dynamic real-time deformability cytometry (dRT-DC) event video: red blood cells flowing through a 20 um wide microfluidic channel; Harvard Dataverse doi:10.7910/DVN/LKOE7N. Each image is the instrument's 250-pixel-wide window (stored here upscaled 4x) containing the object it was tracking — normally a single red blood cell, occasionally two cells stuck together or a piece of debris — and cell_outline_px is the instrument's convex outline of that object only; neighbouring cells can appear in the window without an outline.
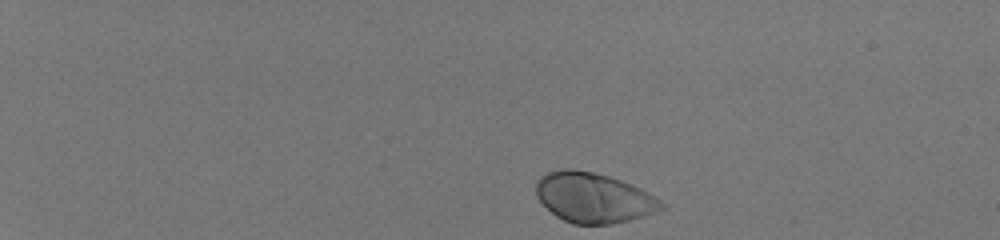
{"species": "human", "species_latin": "Homo sapiens", "temperature_condition": "room temperature", "stored_images_in_passage": 43, "camera_frame_rate_fps": 3000, "um_per_image_px": 0.085, "donor": {"sex": "male"}, "frame": {"image": 1, "passage_image": 1, "time_ms": 0.0, "image_size_px": [1000, 240], "cell_outline_px": [[668, 208], [644, 216], [612, 224], [572, 224], [556, 216], [536, 196], [536, 184], [540, 176], [548, 172], [564, 168], [572, 168], [592, 172], [608, 176], [632, 184], [640, 188], [668, 204]], "centroid_in_image_um": [50.49, 16.8], "position_along_channel_um": 34.5, "area_um2": 36.65}}
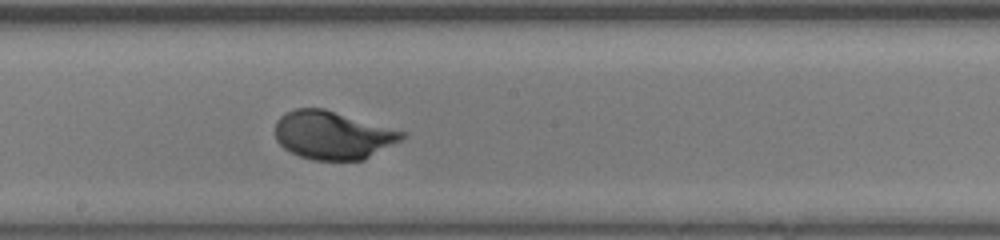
{"frame": {"image": 2, "passage_image": 24, "time_ms": 7.667, "image_size_px": [1000, 240], "cell_outline_px": [[408, 136], [364, 160], [312, 160], [300, 156], [284, 148], [276, 140], [276, 120], [284, 112], [296, 108], [324, 108], [404, 132]], "centroid_in_image_um": [28.26, 11.48], "position_along_channel_um": 219.9, "area_um2": 35.43}}
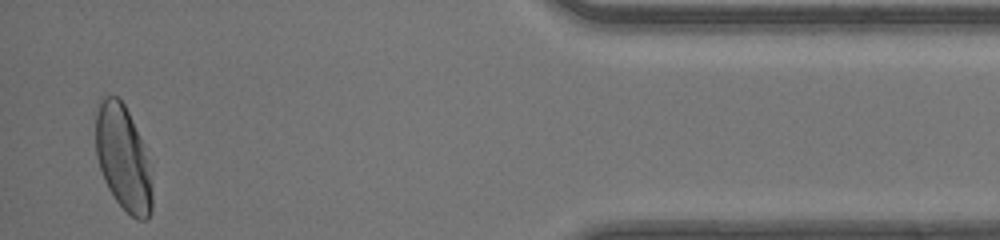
{"frame": {"image": 3, "passage_image": 42, "time_ms": 13.667, "image_size_px": [1000, 240], "cell_outline_px": [[152, 208], [148, 216], [144, 220], [136, 220], [116, 200], [108, 188], [104, 180], [96, 156], [96, 112], [100, 96], [116, 96], [124, 104], [128, 112], [140, 140], [144, 156], [152, 192]], "centroid_in_image_um": [10.4, 13.42], "position_along_channel_um": 424.8, "area_um2": 33.47}, "authors_computed_cell_mechanics": {"area_um2": 35.2002, "velocity_mm_per_s": 4.122, "shape_relaxation_time_tau1_ms": 2.2188, "shape_relaxation_time_tau2_ms": null, "deformation_change_tau1": 0.1572, "deformation_change_tau2": null}}